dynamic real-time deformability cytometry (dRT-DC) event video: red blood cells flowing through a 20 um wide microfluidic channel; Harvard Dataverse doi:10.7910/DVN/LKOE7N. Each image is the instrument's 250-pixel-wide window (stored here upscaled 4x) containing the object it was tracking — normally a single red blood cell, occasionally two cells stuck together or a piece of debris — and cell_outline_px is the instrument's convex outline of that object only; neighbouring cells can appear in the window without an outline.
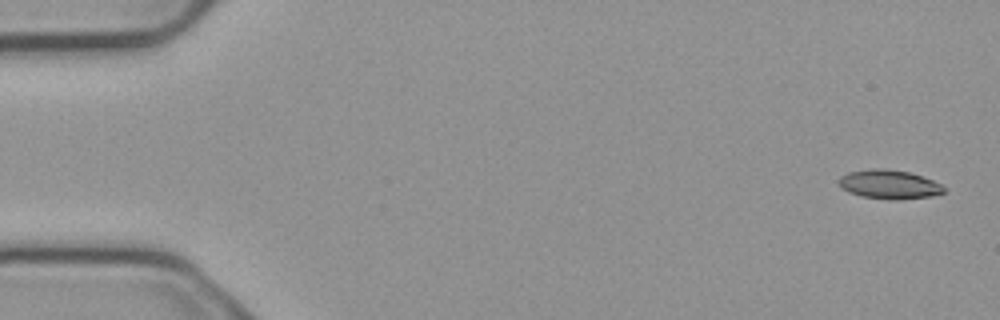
{"species": "common noctule bat (a hibernating species)", "species_latin": "Nyctalus noctula", "temperature_condition": "cold", "stored_images_in_passage": 7, "camera_frame_rate_fps": 3000, "um_per_image_px": 0.085, "animal": {"sex": "male", "body_mass_g": 23.1, "forearm_length_mm": 52.7}, "frame": {"image": 1, "passage_image": 1, "time_ms": 0.0, "image_size_px": [1000, 320], "cell_outline_px": [[944, 192], [932, 196], [900, 200], [888, 200], [860, 196], [848, 192], [840, 188], [836, 180], [840, 176], [848, 172], [876, 168], [884, 168], [908, 172], [924, 176], [940, 184], [944, 188]], "centroid_in_image_um": [75.53, 15.68], "position_along_channel_um": 9.5, "area_um2": 18.03}}